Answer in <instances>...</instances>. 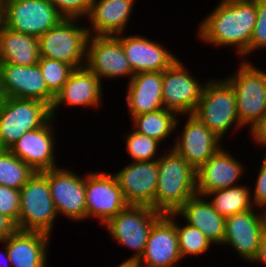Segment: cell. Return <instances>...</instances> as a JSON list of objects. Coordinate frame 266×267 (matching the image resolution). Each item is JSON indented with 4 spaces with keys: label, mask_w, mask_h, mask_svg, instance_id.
Returning a JSON list of instances; mask_svg holds the SVG:
<instances>
[{
    "label": "cell",
    "mask_w": 266,
    "mask_h": 267,
    "mask_svg": "<svg viewBox=\"0 0 266 267\" xmlns=\"http://www.w3.org/2000/svg\"><path fill=\"white\" fill-rule=\"evenodd\" d=\"M235 72L224 76L235 91L237 115L248 133L266 116V70L251 60L238 61Z\"/></svg>",
    "instance_id": "obj_4"
},
{
    "label": "cell",
    "mask_w": 266,
    "mask_h": 267,
    "mask_svg": "<svg viewBox=\"0 0 266 267\" xmlns=\"http://www.w3.org/2000/svg\"><path fill=\"white\" fill-rule=\"evenodd\" d=\"M253 264L263 265V267H266V232H264L261 237L257 255L251 262V265Z\"/></svg>",
    "instance_id": "obj_40"
},
{
    "label": "cell",
    "mask_w": 266,
    "mask_h": 267,
    "mask_svg": "<svg viewBox=\"0 0 266 267\" xmlns=\"http://www.w3.org/2000/svg\"><path fill=\"white\" fill-rule=\"evenodd\" d=\"M16 230V224L10 218L0 213V243Z\"/></svg>",
    "instance_id": "obj_39"
},
{
    "label": "cell",
    "mask_w": 266,
    "mask_h": 267,
    "mask_svg": "<svg viewBox=\"0 0 266 267\" xmlns=\"http://www.w3.org/2000/svg\"><path fill=\"white\" fill-rule=\"evenodd\" d=\"M115 267H138L136 262L122 261L120 264H117Z\"/></svg>",
    "instance_id": "obj_42"
},
{
    "label": "cell",
    "mask_w": 266,
    "mask_h": 267,
    "mask_svg": "<svg viewBox=\"0 0 266 267\" xmlns=\"http://www.w3.org/2000/svg\"><path fill=\"white\" fill-rule=\"evenodd\" d=\"M256 9L257 18L248 47V59L251 53L266 50V0H256Z\"/></svg>",
    "instance_id": "obj_34"
},
{
    "label": "cell",
    "mask_w": 266,
    "mask_h": 267,
    "mask_svg": "<svg viewBox=\"0 0 266 267\" xmlns=\"http://www.w3.org/2000/svg\"><path fill=\"white\" fill-rule=\"evenodd\" d=\"M175 131L176 138L173 137V144L168 147L186 159L196 170L224 145L223 141L193 114L179 115Z\"/></svg>",
    "instance_id": "obj_10"
},
{
    "label": "cell",
    "mask_w": 266,
    "mask_h": 267,
    "mask_svg": "<svg viewBox=\"0 0 266 267\" xmlns=\"http://www.w3.org/2000/svg\"><path fill=\"white\" fill-rule=\"evenodd\" d=\"M251 143L262 147L266 152V116L250 131Z\"/></svg>",
    "instance_id": "obj_38"
},
{
    "label": "cell",
    "mask_w": 266,
    "mask_h": 267,
    "mask_svg": "<svg viewBox=\"0 0 266 267\" xmlns=\"http://www.w3.org/2000/svg\"><path fill=\"white\" fill-rule=\"evenodd\" d=\"M65 18L85 19L90 11L92 0H49Z\"/></svg>",
    "instance_id": "obj_36"
},
{
    "label": "cell",
    "mask_w": 266,
    "mask_h": 267,
    "mask_svg": "<svg viewBox=\"0 0 266 267\" xmlns=\"http://www.w3.org/2000/svg\"><path fill=\"white\" fill-rule=\"evenodd\" d=\"M181 221H183L181 224ZM180 222V223H179ZM176 231L178 234L179 248L181 257L184 260L189 257L195 256L202 257L208 254L214 245L211 241L197 228L189 225L176 213Z\"/></svg>",
    "instance_id": "obj_31"
},
{
    "label": "cell",
    "mask_w": 266,
    "mask_h": 267,
    "mask_svg": "<svg viewBox=\"0 0 266 267\" xmlns=\"http://www.w3.org/2000/svg\"><path fill=\"white\" fill-rule=\"evenodd\" d=\"M0 86L4 97L39 100L50 108L55 100L38 64L22 66L0 63Z\"/></svg>",
    "instance_id": "obj_19"
},
{
    "label": "cell",
    "mask_w": 266,
    "mask_h": 267,
    "mask_svg": "<svg viewBox=\"0 0 266 267\" xmlns=\"http://www.w3.org/2000/svg\"><path fill=\"white\" fill-rule=\"evenodd\" d=\"M34 173L9 149H0V185L20 190Z\"/></svg>",
    "instance_id": "obj_32"
},
{
    "label": "cell",
    "mask_w": 266,
    "mask_h": 267,
    "mask_svg": "<svg viewBox=\"0 0 266 267\" xmlns=\"http://www.w3.org/2000/svg\"><path fill=\"white\" fill-rule=\"evenodd\" d=\"M51 108L39 100L4 97L0 104V149H9L24 133L42 127Z\"/></svg>",
    "instance_id": "obj_9"
},
{
    "label": "cell",
    "mask_w": 266,
    "mask_h": 267,
    "mask_svg": "<svg viewBox=\"0 0 266 267\" xmlns=\"http://www.w3.org/2000/svg\"><path fill=\"white\" fill-rule=\"evenodd\" d=\"M135 4L136 0H92L85 18L89 35L116 36L128 32Z\"/></svg>",
    "instance_id": "obj_23"
},
{
    "label": "cell",
    "mask_w": 266,
    "mask_h": 267,
    "mask_svg": "<svg viewBox=\"0 0 266 267\" xmlns=\"http://www.w3.org/2000/svg\"><path fill=\"white\" fill-rule=\"evenodd\" d=\"M104 84L85 66L74 69L61 91L55 96L51 117L57 118L59 108L100 109L103 105ZM63 105V106H62ZM83 107V108H81Z\"/></svg>",
    "instance_id": "obj_18"
},
{
    "label": "cell",
    "mask_w": 266,
    "mask_h": 267,
    "mask_svg": "<svg viewBox=\"0 0 266 267\" xmlns=\"http://www.w3.org/2000/svg\"><path fill=\"white\" fill-rule=\"evenodd\" d=\"M56 122L57 120L51 117L42 127L24 133L9 150L34 172L59 167V160H56V145L59 146Z\"/></svg>",
    "instance_id": "obj_15"
},
{
    "label": "cell",
    "mask_w": 266,
    "mask_h": 267,
    "mask_svg": "<svg viewBox=\"0 0 266 267\" xmlns=\"http://www.w3.org/2000/svg\"><path fill=\"white\" fill-rule=\"evenodd\" d=\"M84 21L81 18H62L38 38L40 57L66 63L73 69L84 67L89 37Z\"/></svg>",
    "instance_id": "obj_5"
},
{
    "label": "cell",
    "mask_w": 266,
    "mask_h": 267,
    "mask_svg": "<svg viewBox=\"0 0 266 267\" xmlns=\"http://www.w3.org/2000/svg\"><path fill=\"white\" fill-rule=\"evenodd\" d=\"M114 172L129 205L150 206L155 209L158 160L131 161L119 171Z\"/></svg>",
    "instance_id": "obj_21"
},
{
    "label": "cell",
    "mask_w": 266,
    "mask_h": 267,
    "mask_svg": "<svg viewBox=\"0 0 266 267\" xmlns=\"http://www.w3.org/2000/svg\"><path fill=\"white\" fill-rule=\"evenodd\" d=\"M1 23L39 38L64 18L49 0H0Z\"/></svg>",
    "instance_id": "obj_8"
},
{
    "label": "cell",
    "mask_w": 266,
    "mask_h": 267,
    "mask_svg": "<svg viewBox=\"0 0 266 267\" xmlns=\"http://www.w3.org/2000/svg\"><path fill=\"white\" fill-rule=\"evenodd\" d=\"M70 169L61 165L41 173L48 179L58 216L79 223L86 219L85 173Z\"/></svg>",
    "instance_id": "obj_12"
},
{
    "label": "cell",
    "mask_w": 266,
    "mask_h": 267,
    "mask_svg": "<svg viewBox=\"0 0 266 267\" xmlns=\"http://www.w3.org/2000/svg\"><path fill=\"white\" fill-rule=\"evenodd\" d=\"M246 183L243 182L237 186L215 190L206 193L204 196L213 208L226 218L255 207L251 198V187Z\"/></svg>",
    "instance_id": "obj_29"
},
{
    "label": "cell",
    "mask_w": 266,
    "mask_h": 267,
    "mask_svg": "<svg viewBox=\"0 0 266 267\" xmlns=\"http://www.w3.org/2000/svg\"><path fill=\"white\" fill-rule=\"evenodd\" d=\"M135 74L163 72L179 57L159 41L140 34L116 35ZM165 46V47H164Z\"/></svg>",
    "instance_id": "obj_22"
},
{
    "label": "cell",
    "mask_w": 266,
    "mask_h": 267,
    "mask_svg": "<svg viewBox=\"0 0 266 267\" xmlns=\"http://www.w3.org/2000/svg\"><path fill=\"white\" fill-rule=\"evenodd\" d=\"M157 160L155 210L162 214L176 212L197 194L196 169L172 148L165 149Z\"/></svg>",
    "instance_id": "obj_2"
},
{
    "label": "cell",
    "mask_w": 266,
    "mask_h": 267,
    "mask_svg": "<svg viewBox=\"0 0 266 267\" xmlns=\"http://www.w3.org/2000/svg\"><path fill=\"white\" fill-rule=\"evenodd\" d=\"M206 79L193 115L224 142L228 134L235 135L244 128L237 115L235 91L224 77Z\"/></svg>",
    "instance_id": "obj_3"
},
{
    "label": "cell",
    "mask_w": 266,
    "mask_h": 267,
    "mask_svg": "<svg viewBox=\"0 0 266 267\" xmlns=\"http://www.w3.org/2000/svg\"><path fill=\"white\" fill-rule=\"evenodd\" d=\"M51 238L43 232L16 230L3 241L12 267H48Z\"/></svg>",
    "instance_id": "obj_24"
},
{
    "label": "cell",
    "mask_w": 266,
    "mask_h": 267,
    "mask_svg": "<svg viewBox=\"0 0 266 267\" xmlns=\"http://www.w3.org/2000/svg\"><path fill=\"white\" fill-rule=\"evenodd\" d=\"M190 73L178 58L163 71L162 100L164 108L178 115L193 114L197 109L206 81Z\"/></svg>",
    "instance_id": "obj_13"
},
{
    "label": "cell",
    "mask_w": 266,
    "mask_h": 267,
    "mask_svg": "<svg viewBox=\"0 0 266 267\" xmlns=\"http://www.w3.org/2000/svg\"><path fill=\"white\" fill-rule=\"evenodd\" d=\"M38 65L41 69V73L48 90L56 96L67 82L69 75L74 70L70 65L45 58L40 57Z\"/></svg>",
    "instance_id": "obj_33"
},
{
    "label": "cell",
    "mask_w": 266,
    "mask_h": 267,
    "mask_svg": "<svg viewBox=\"0 0 266 267\" xmlns=\"http://www.w3.org/2000/svg\"><path fill=\"white\" fill-rule=\"evenodd\" d=\"M178 114L166 108L154 112L133 116L130 120L132 128L148 137L154 138L164 145L171 136H175ZM168 140V141H167Z\"/></svg>",
    "instance_id": "obj_28"
},
{
    "label": "cell",
    "mask_w": 266,
    "mask_h": 267,
    "mask_svg": "<svg viewBox=\"0 0 266 267\" xmlns=\"http://www.w3.org/2000/svg\"><path fill=\"white\" fill-rule=\"evenodd\" d=\"M263 224H264V232H266V206L261 208Z\"/></svg>",
    "instance_id": "obj_43"
},
{
    "label": "cell",
    "mask_w": 266,
    "mask_h": 267,
    "mask_svg": "<svg viewBox=\"0 0 266 267\" xmlns=\"http://www.w3.org/2000/svg\"><path fill=\"white\" fill-rule=\"evenodd\" d=\"M256 18V0H220L197 24L196 38L212 48H233L239 60H248Z\"/></svg>",
    "instance_id": "obj_1"
},
{
    "label": "cell",
    "mask_w": 266,
    "mask_h": 267,
    "mask_svg": "<svg viewBox=\"0 0 266 267\" xmlns=\"http://www.w3.org/2000/svg\"><path fill=\"white\" fill-rule=\"evenodd\" d=\"M86 171L85 202L86 219H96L105 225L111 218L126 208L127 203L113 172Z\"/></svg>",
    "instance_id": "obj_11"
},
{
    "label": "cell",
    "mask_w": 266,
    "mask_h": 267,
    "mask_svg": "<svg viewBox=\"0 0 266 267\" xmlns=\"http://www.w3.org/2000/svg\"><path fill=\"white\" fill-rule=\"evenodd\" d=\"M176 213L189 225L199 229L213 245L221 246L225 235V217L202 195L188 199Z\"/></svg>",
    "instance_id": "obj_26"
},
{
    "label": "cell",
    "mask_w": 266,
    "mask_h": 267,
    "mask_svg": "<svg viewBox=\"0 0 266 267\" xmlns=\"http://www.w3.org/2000/svg\"><path fill=\"white\" fill-rule=\"evenodd\" d=\"M262 162V163H261ZM254 185L251 189V198L253 204L257 208L266 206V152L264 153L263 160H261Z\"/></svg>",
    "instance_id": "obj_37"
},
{
    "label": "cell",
    "mask_w": 266,
    "mask_h": 267,
    "mask_svg": "<svg viewBox=\"0 0 266 267\" xmlns=\"http://www.w3.org/2000/svg\"><path fill=\"white\" fill-rule=\"evenodd\" d=\"M2 244V249L3 251L0 252V267H12L9 257H8V253H7V248L4 242H1ZM5 265V266H4Z\"/></svg>",
    "instance_id": "obj_41"
},
{
    "label": "cell",
    "mask_w": 266,
    "mask_h": 267,
    "mask_svg": "<svg viewBox=\"0 0 266 267\" xmlns=\"http://www.w3.org/2000/svg\"><path fill=\"white\" fill-rule=\"evenodd\" d=\"M257 210V211H256ZM264 224L260 208L254 207L225 218V235L222 246L232 248L237 257L247 264L256 257Z\"/></svg>",
    "instance_id": "obj_17"
},
{
    "label": "cell",
    "mask_w": 266,
    "mask_h": 267,
    "mask_svg": "<svg viewBox=\"0 0 266 267\" xmlns=\"http://www.w3.org/2000/svg\"><path fill=\"white\" fill-rule=\"evenodd\" d=\"M3 98H4V96H3V94H2L1 86H0V104L2 103Z\"/></svg>",
    "instance_id": "obj_44"
},
{
    "label": "cell",
    "mask_w": 266,
    "mask_h": 267,
    "mask_svg": "<svg viewBox=\"0 0 266 267\" xmlns=\"http://www.w3.org/2000/svg\"><path fill=\"white\" fill-rule=\"evenodd\" d=\"M162 81L163 72H142L126 82L125 102L130 118L164 108Z\"/></svg>",
    "instance_id": "obj_25"
},
{
    "label": "cell",
    "mask_w": 266,
    "mask_h": 267,
    "mask_svg": "<svg viewBox=\"0 0 266 267\" xmlns=\"http://www.w3.org/2000/svg\"><path fill=\"white\" fill-rule=\"evenodd\" d=\"M20 212V190L0 185V213L18 226Z\"/></svg>",
    "instance_id": "obj_35"
},
{
    "label": "cell",
    "mask_w": 266,
    "mask_h": 267,
    "mask_svg": "<svg viewBox=\"0 0 266 267\" xmlns=\"http://www.w3.org/2000/svg\"><path fill=\"white\" fill-rule=\"evenodd\" d=\"M85 67L101 81L127 79L135 75L126 58L121 41L116 36L89 35Z\"/></svg>",
    "instance_id": "obj_14"
},
{
    "label": "cell",
    "mask_w": 266,
    "mask_h": 267,
    "mask_svg": "<svg viewBox=\"0 0 266 267\" xmlns=\"http://www.w3.org/2000/svg\"><path fill=\"white\" fill-rule=\"evenodd\" d=\"M130 128L131 130L129 129V131H126L127 133H124L122 136V140L125 143L124 150L130 157H128V159H131L130 161L140 162L157 160L165 149H168L166 146L162 150V144L159 141L135 131L132 127Z\"/></svg>",
    "instance_id": "obj_30"
},
{
    "label": "cell",
    "mask_w": 266,
    "mask_h": 267,
    "mask_svg": "<svg viewBox=\"0 0 266 267\" xmlns=\"http://www.w3.org/2000/svg\"><path fill=\"white\" fill-rule=\"evenodd\" d=\"M38 38L6 28L0 24V63L22 66L38 64Z\"/></svg>",
    "instance_id": "obj_27"
},
{
    "label": "cell",
    "mask_w": 266,
    "mask_h": 267,
    "mask_svg": "<svg viewBox=\"0 0 266 267\" xmlns=\"http://www.w3.org/2000/svg\"><path fill=\"white\" fill-rule=\"evenodd\" d=\"M222 146L212 157L196 170V192L206 193L240 185L248 173L246 164ZM244 163V164H243ZM240 180V181H239Z\"/></svg>",
    "instance_id": "obj_20"
},
{
    "label": "cell",
    "mask_w": 266,
    "mask_h": 267,
    "mask_svg": "<svg viewBox=\"0 0 266 267\" xmlns=\"http://www.w3.org/2000/svg\"><path fill=\"white\" fill-rule=\"evenodd\" d=\"M163 214L150 206L128 205L103 227L119 246L133 252L123 261L137 262L144 252L152 225Z\"/></svg>",
    "instance_id": "obj_6"
},
{
    "label": "cell",
    "mask_w": 266,
    "mask_h": 267,
    "mask_svg": "<svg viewBox=\"0 0 266 267\" xmlns=\"http://www.w3.org/2000/svg\"><path fill=\"white\" fill-rule=\"evenodd\" d=\"M182 260L176 212L163 214L152 225L144 252L136 263L138 267H177Z\"/></svg>",
    "instance_id": "obj_16"
},
{
    "label": "cell",
    "mask_w": 266,
    "mask_h": 267,
    "mask_svg": "<svg viewBox=\"0 0 266 267\" xmlns=\"http://www.w3.org/2000/svg\"><path fill=\"white\" fill-rule=\"evenodd\" d=\"M58 218L48 179L41 172H35L20 189L17 230L43 232L52 236Z\"/></svg>",
    "instance_id": "obj_7"
}]
</instances>
